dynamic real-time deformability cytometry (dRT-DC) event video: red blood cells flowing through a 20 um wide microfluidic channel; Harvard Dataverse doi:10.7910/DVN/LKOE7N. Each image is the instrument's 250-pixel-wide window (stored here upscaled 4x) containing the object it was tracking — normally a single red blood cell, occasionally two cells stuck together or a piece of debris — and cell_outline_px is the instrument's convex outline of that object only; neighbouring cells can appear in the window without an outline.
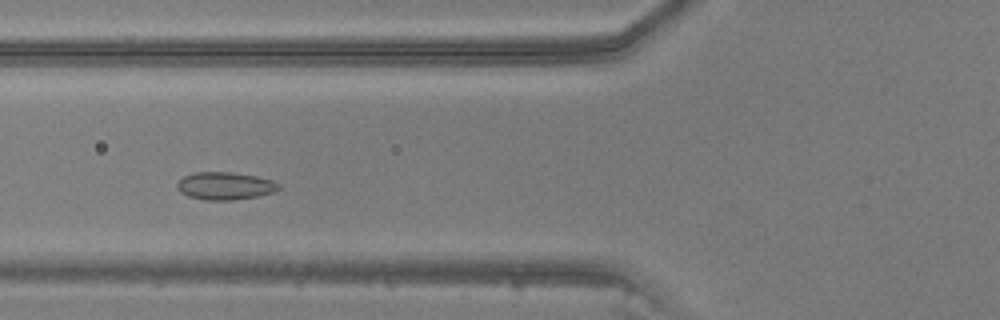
{"species": "common noctule bat (a hibernating species)", "species_latin": "Nyctalus noctula", "temperature_condition": "warm", "stored_images_in_passage": 35, "camera_frame_rate_fps": 3000, "um_per_image_px": 0.085, "animal": {"sex": "male", "body_mass_g": 20.5, "forearm_length_mm": 52.5}, "frame": {"image": 1, "passage_image": 6, "time_ms": 1.667, "image_size_px": [1000, 320], "cell_outline_px": [[280, 188], [272, 192], [260, 196], [232, 200], [204, 200], [188, 196], [180, 192], [176, 188], [176, 184], [184, 176], [196, 172], [232, 172], [256, 176], [272, 180], [280, 184]], "centroid_in_image_um": [19.12, 15.8], "position_along_channel_um": 106.7, "area_um2": 16.42}}
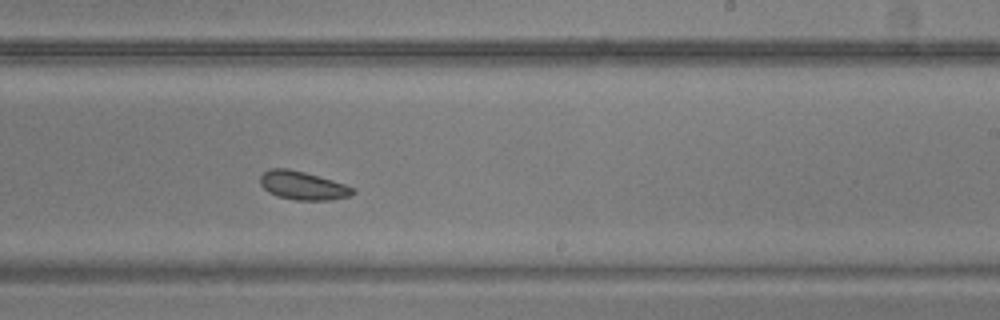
{"frame": {"image": 2, "passage_image": 17, "time_ms": 5.333, "image_size_px": [1000, 320], "cell_outline_px": [[356, 192], [348, 196], [332, 200], [296, 200], [276, 196], [268, 192], [260, 184], [260, 176], [264, 172], [272, 168], [288, 168], [304, 172], [332, 180], [356, 188]], "centroid_in_image_um": [25.74, 15.78], "position_along_channel_um": 263.3, "area_um2": 15.37}}
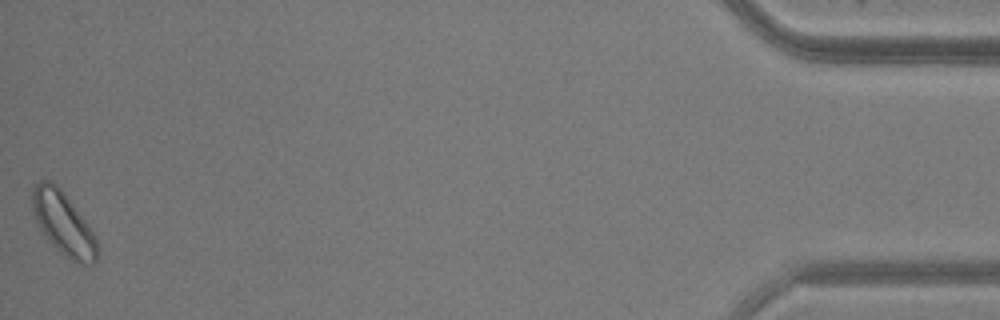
{"frame": {"image": 3, "passage_image": 35, "time_ms": 11.333, "image_size_px": [1000, 320], "cell_outline_px": [[100, 248], [96, 264], [84, 264], [72, 260], [64, 256], [52, 244], [36, 220], [32, 208], [32, 188], [40, 180], [48, 180], [56, 184], [60, 188], [88, 224], [96, 236]], "centroid_in_image_um": [5.43, 19.02], "position_along_channel_um": 429.8, "area_um2": 23.7}}